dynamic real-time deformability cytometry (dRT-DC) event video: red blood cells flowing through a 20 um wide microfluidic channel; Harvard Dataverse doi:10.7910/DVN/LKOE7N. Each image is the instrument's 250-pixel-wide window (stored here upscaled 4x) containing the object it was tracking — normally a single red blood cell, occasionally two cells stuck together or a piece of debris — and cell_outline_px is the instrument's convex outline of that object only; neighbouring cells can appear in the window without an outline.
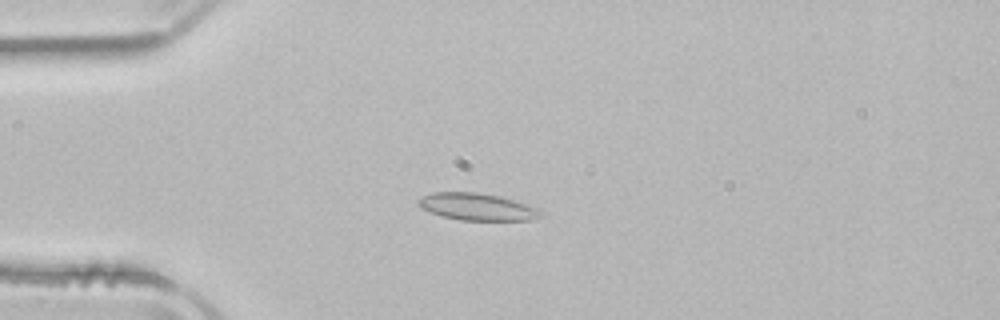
{"species": "common noctule bat (a hibernating species)", "species_latin": "Nyctalus noctula", "temperature_condition": "room temperature", "stored_images_in_passage": 44, "camera_frame_rate_fps": 3000, "um_per_image_px": 0.085, "animal": {"sex": "male", "body_mass_g": 21.5, "forearm_length_mm": 52.0}, "frame": {"image": 1, "passage_image": 6, "time_ms": 1.667, "image_size_px": [1000, 320], "cell_outline_px": [[544, 212], [540, 216], [532, 220], [460, 220], [444, 216], [420, 208], [416, 204], [416, 200], [432, 192], [476, 192], [500, 196], [540, 208]], "centroid_in_image_um": [40.57, 17.57], "position_along_channel_um": 44.4, "area_um2": 19.36}}
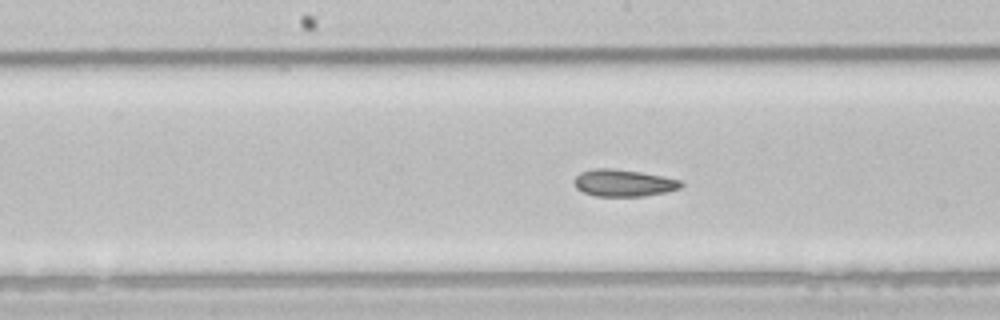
{"frame": {"image": 2, "passage_image": 19, "time_ms": 6.0, "image_size_px": [1000, 320], "cell_outline_px": [[684, 184], [680, 188], [664, 192], [644, 196], [596, 196], [584, 192], [576, 188], [572, 180], [580, 172], [596, 168], [608, 168], [640, 172], [684, 180]], "centroid_in_image_um": [53.0, 15.55], "position_along_channel_um": 195.2, "area_um2": 16.82}}
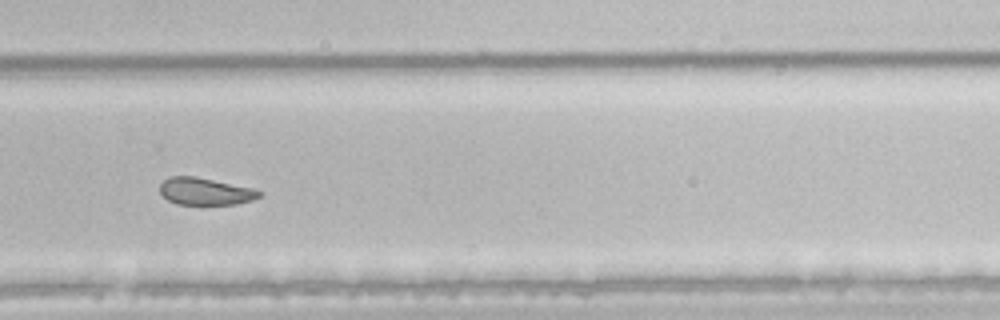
{"frame": {"image": 3, "passage_image": 28, "time_ms": 9.0, "image_size_px": [1000, 320], "cell_outline_px": [[264, 192], [260, 196], [252, 200], [236, 204], [176, 204], [168, 200], [160, 192], [160, 184], [164, 180], [172, 176], [196, 176], [252, 188]], "centroid_in_image_um": [17.45, 16.26], "position_along_channel_um": 312.3, "area_um2": 15.66}, "authors_computed_cell_mechanics": {"area_um2": 18.3515, "velocity_mm_per_s": 3.9229, "shape_relaxation_time_tau1_ms": null, "shape_relaxation_time_tau2_ms": 2.7181, "deformation_change_tau1": null, "deformation_change_tau2": 0.0656}}